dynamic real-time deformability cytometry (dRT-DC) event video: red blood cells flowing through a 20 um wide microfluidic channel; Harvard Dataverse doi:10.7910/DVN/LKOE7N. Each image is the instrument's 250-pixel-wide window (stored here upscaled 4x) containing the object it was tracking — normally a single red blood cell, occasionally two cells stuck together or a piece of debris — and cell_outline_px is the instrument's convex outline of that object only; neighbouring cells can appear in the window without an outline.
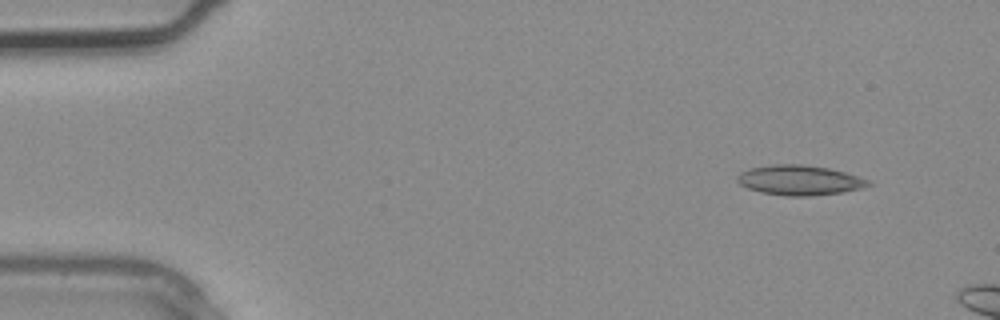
{"species": "common noctule bat (a hibernating species)", "species_latin": "Nyctalus noctula", "temperature_condition": "warm", "stored_images_in_passage": 3, "camera_frame_rate_fps": 3000, "um_per_image_px": 0.085, "animal": {"sex": "male", "body_mass_g": 20.4}, "frame": {"image": 1, "passage_image": 3, "time_ms": 0.667, "image_size_px": [1000, 320], "cell_outline_px": [[872, 184], [860, 188], [840, 192], [812, 196], [788, 196], [760, 192], [748, 188], [740, 184], [736, 180], [736, 176], [740, 172], [748, 168], [772, 164], [800, 164], [828, 168], [844, 172], [868, 180]], "centroid_in_image_um": [67.89, 15.31], "position_along_channel_um": 17.1, "area_um2": 22.72}}